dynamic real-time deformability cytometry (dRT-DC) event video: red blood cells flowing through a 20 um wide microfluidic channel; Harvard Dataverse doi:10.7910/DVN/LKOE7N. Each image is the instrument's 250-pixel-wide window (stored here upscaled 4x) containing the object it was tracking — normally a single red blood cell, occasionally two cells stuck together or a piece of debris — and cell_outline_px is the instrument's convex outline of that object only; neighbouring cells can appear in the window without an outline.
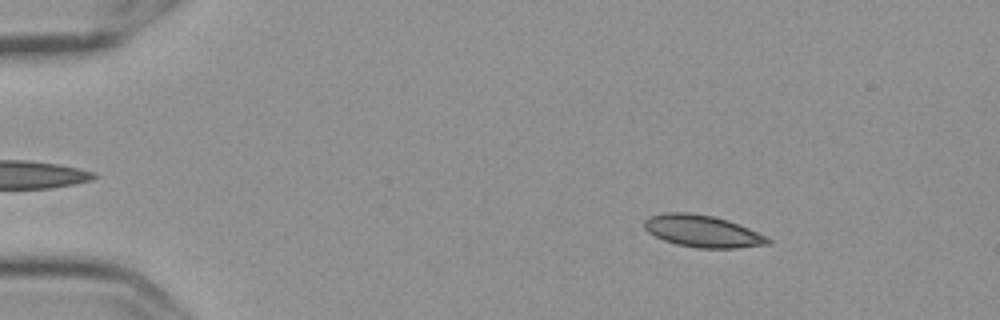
{"species": "Egyptian fruit bat (a non-hibernating species)", "species_latin": "Rousettus aegyptiacus", "temperature_condition": "cold", "stored_images_in_passage": 6, "camera_frame_rate_fps": 3000, "um_per_image_px": 0.085, "frame": {"image": 1, "passage_image": 3, "time_ms": 0.667, "image_size_px": [1000, 320], "cell_outline_px": [[772, 240], [768, 244], [740, 248], [696, 248], [676, 244], [664, 240], [648, 232], [644, 228], [644, 220], [648, 216], [664, 212], [688, 212], [712, 216], [728, 220], [768, 236]], "centroid_in_image_um": [59.71, 19.65], "position_along_channel_um": 25.3, "area_um2": 23.18}}